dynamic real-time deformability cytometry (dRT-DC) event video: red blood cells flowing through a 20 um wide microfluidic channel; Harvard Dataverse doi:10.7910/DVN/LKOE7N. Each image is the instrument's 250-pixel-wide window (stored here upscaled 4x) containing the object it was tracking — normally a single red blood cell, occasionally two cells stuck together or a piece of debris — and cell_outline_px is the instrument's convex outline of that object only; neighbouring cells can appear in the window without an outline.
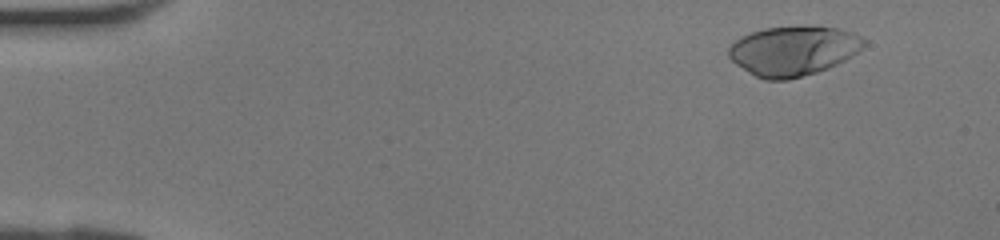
{"species": "human", "species_latin": "Homo sapiens", "temperature_condition": "room temperature", "stored_images_in_passage": 42, "camera_frame_rate_fps": 3000, "um_per_image_px": 0.085, "donor": {"sex": "female"}, "frame": {"image": 1, "passage_image": 4, "time_ms": 1.0, "image_size_px": [1000, 240], "cell_outline_px": [[864, 44], [856, 52], [844, 60], [828, 68], [816, 72], [788, 80], [764, 80], [748, 72], [736, 64], [728, 56], [728, 48], [740, 36], [764, 28], [812, 24], [836, 28], [852, 32], [860, 36], [864, 40]], "centroid_in_image_um": [67.4, 4.29], "position_along_channel_um": 17.6, "area_um2": 39.25}}
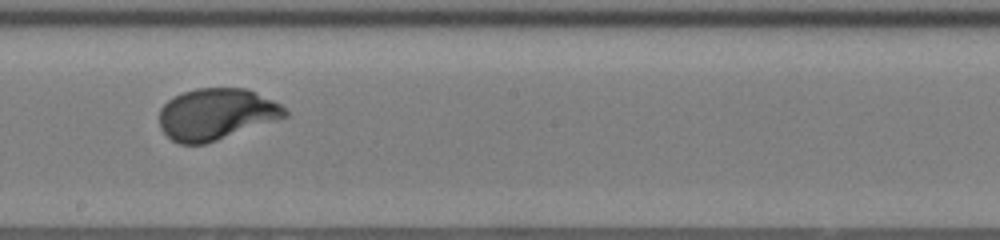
{"frame": {"image": 2, "passage_image": 24, "time_ms": 7.667, "image_size_px": [1000, 240], "cell_outline_px": [[288, 116], [204, 144], [180, 144], [172, 140], [160, 128], [160, 108], [172, 96], [196, 88], [248, 88], [280, 104], [288, 112]], "centroid_in_image_um": [18.36, 9.69], "position_along_channel_um": 229.8, "area_um2": 37.4}}
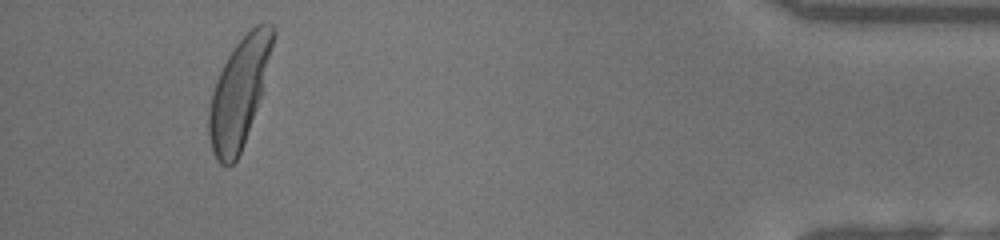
{"frame": {"image": 3, "passage_image": 39, "time_ms": 12.667, "image_size_px": [1000, 240], "cell_outline_px": [[276, 32], [264, 92], [240, 152], [236, 160], [232, 164], [220, 164], [216, 160], [212, 152], [208, 136], [208, 112], [212, 92], [216, 80], [228, 56], [236, 44], [256, 24], [264, 20], [272, 24], [276, 28]], "centroid_in_image_um": [20.36, 7.84], "position_along_channel_um": 414.8, "area_um2": 40.86}}